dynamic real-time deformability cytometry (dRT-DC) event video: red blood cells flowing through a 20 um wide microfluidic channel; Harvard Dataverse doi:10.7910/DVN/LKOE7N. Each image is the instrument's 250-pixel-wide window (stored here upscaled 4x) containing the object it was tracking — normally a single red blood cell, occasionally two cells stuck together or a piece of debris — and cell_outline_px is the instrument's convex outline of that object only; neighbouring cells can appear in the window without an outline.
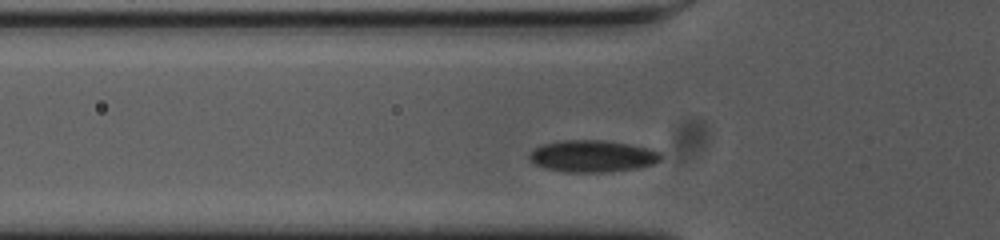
{"species": "common noctule bat (a hibernating species)", "species_latin": "Nyctalus noctula", "temperature_condition": "cold", "stored_images_in_passage": 34, "camera_frame_rate_fps": 3000, "um_per_image_px": 0.085, "animal": {"sex": "female", "body_mass_g": 23.0, "forearm_length_mm": 53.4}, "frame": {"image": 1, "passage_image": 7, "time_ms": 2.0, "image_size_px": [1000, 240], "cell_outline_px": [[660, 160], [652, 164], [636, 168], [604, 172], [564, 172], [548, 168], [536, 164], [528, 156], [536, 148], [544, 144], [564, 140], [600, 140], [628, 144], [648, 148], [660, 152]], "centroid_in_image_um": [50.37, 13.27], "position_along_channel_um": 75.4, "area_um2": 23.87}}
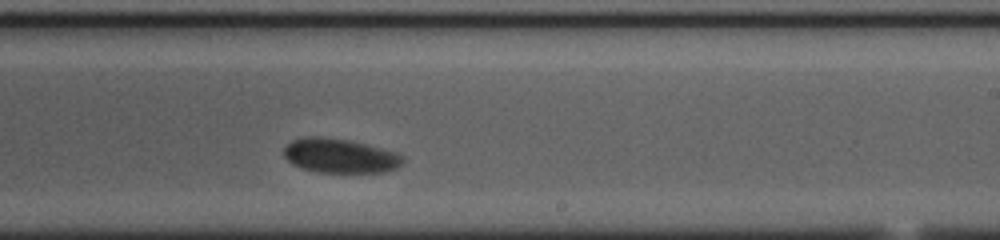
{"frame": {"image": 2, "passage_image": 23, "time_ms": 7.333, "image_size_px": [1000, 240], "cell_outline_px": [[404, 160], [396, 168], [384, 172], [316, 172], [300, 168], [292, 164], [284, 156], [284, 148], [292, 140], [304, 136], [320, 136], [348, 140], [396, 152], [404, 156]], "centroid_in_image_um": [28.86, 13.24], "position_along_channel_um": 260.1, "area_um2": 23.76}}
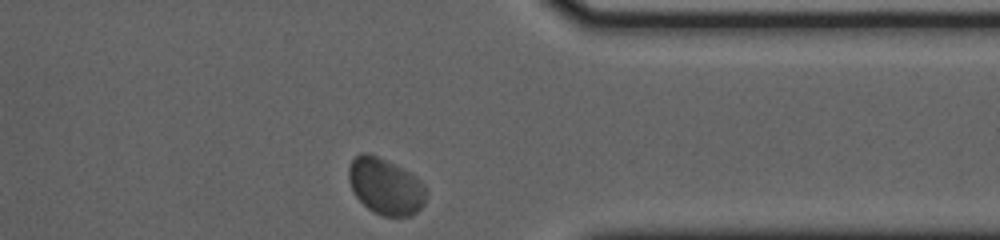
{"frame": {"image": 3, "passage_image": 34, "time_ms": 11.0, "image_size_px": [1000, 240], "cell_outline_px": [[424, 204], [416, 212], [408, 216], [384, 216], [372, 212], [356, 196], [348, 180], [348, 168], [352, 160], [356, 156], [364, 152], [376, 156], [408, 172], [424, 184]], "centroid_in_image_um": [32.73, 15.86], "position_along_channel_um": 378.7, "area_um2": 24.8}, "authors_computed_cell_mechanics": {"area_um2": 24.1604, "velocity_mm_per_s": 3.4701, "shape_relaxation_time_tau1_ms": 3.4754, "shape_relaxation_time_tau2_ms": null, "deformation_change_tau1": 0.0526, "deformation_change_tau2": null}}